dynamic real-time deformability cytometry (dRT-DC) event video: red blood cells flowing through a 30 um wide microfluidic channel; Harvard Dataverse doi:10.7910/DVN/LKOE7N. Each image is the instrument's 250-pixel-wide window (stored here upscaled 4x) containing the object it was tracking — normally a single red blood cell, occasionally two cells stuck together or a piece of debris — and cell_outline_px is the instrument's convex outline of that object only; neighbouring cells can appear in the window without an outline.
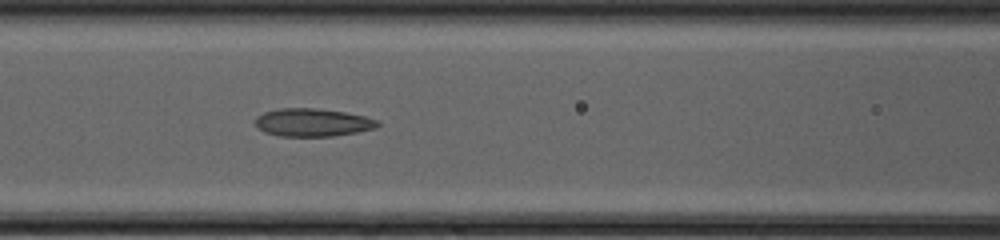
{"species": "common noctule bat (a hibernating species)", "species_latin": "Nyctalus noctula", "temperature_condition": "cold", "stored_images_in_passage": 35, "camera_frame_rate_fps": 3000, "um_per_image_px": 0.085, "animal": {"sex": "female", "body_mass_g": 20.0, "forearm_length_mm": 54.0}, "frame": {"image": 1, "passage_image": 8, "time_ms": 2.333, "image_size_px": [1000, 240], "cell_outline_px": [[380, 124], [376, 128], [356, 132], [332, 136], [280, 136], [264, 132], [256, 128], [256, 116], [264, 112], [280, 108], [316, 108], [344, 112], [364, 116], [376, 120]], "centroid_in_image_um": [26.53, 10.41], "position_along_channel_um": 140.1, "area_um2": 19.88}}
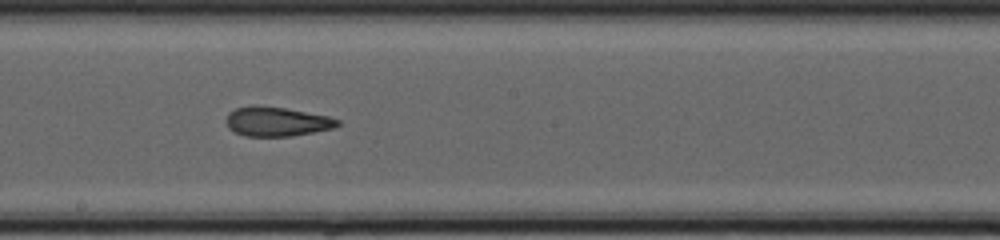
{"frame": {"image": 2, "passage_image": 14, "time_ms": 4.333, "image_size_px": [1000, 240], "cell_outline_px": [[340, 124], [332, 128], [292, 136], [244, 136], [228, 128], [228, 112], [236, 108], [252, 104], [256, 104], [284, 108], [328, 116], [340, 120]], "centroid_in_image_um": [23.51, 10.32], "position_along_channel_um": 224.7, "area_um2": 18.96}}
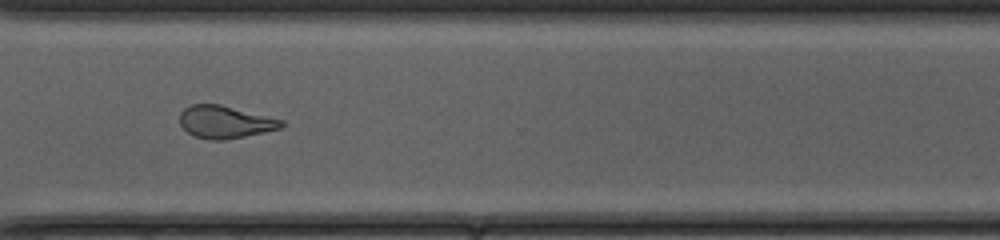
{"frame": {"image": 3, "passage_image": 23, "time_ms": 7.333, "image_size_px": [1000, 240], "cell_outline_px": [[284, 124], [280, 128], [244, 136], [224, 140], [208, 140], [196, 136], [188, 132], [180, 124], [180, 112], [184, 108], [192, 104], [220, 104], [284, 120]], "centroid_in_image_um": [19.11, 10.36], "position_along_channel_um": 351.5, "area_um2": 19.07}, "authors_computed_cell_mechanics": {"area_um2": 19.8832, "velocity_mm_per_s": 4.2384, "shape_relaxation_time_tau1_ms": null, "shape_relaxation_time_tau2_ms": 2.2758, "deformation_change_tau1": null, "deformation_change_tau2": 0.1176}}